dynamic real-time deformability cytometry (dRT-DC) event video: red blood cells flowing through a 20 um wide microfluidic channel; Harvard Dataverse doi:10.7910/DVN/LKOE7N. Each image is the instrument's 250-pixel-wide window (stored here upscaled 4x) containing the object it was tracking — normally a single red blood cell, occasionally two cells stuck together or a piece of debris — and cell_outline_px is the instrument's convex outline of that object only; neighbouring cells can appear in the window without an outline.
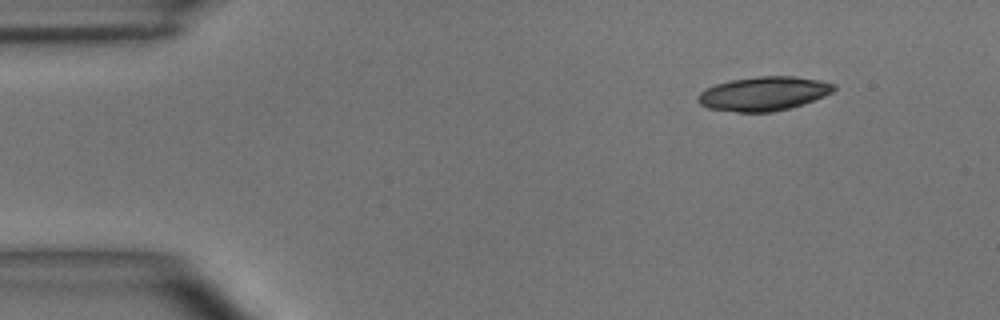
{"species": "common noctule bat (a hibernating species)", "species_latin": "Nyctalus noctula", "temperature_condition": "room temperature", "stored_images_in_passage": 44, "camera_frame_rate_fps": 3000, "um_per_image_px": 0.085, "animal": {"sex": "male", "body_mass_g": 15.6}, "frame": {"image": 1, "passage_image": 1, "time_ms": 0.0, "image_size_px": [1000, 320], "cell_outline_px": [[836, 88], [832, 92], [824, 96], [804, 104], [772, 112], [736, 112], [708, 108], [700, 104], [696, 100], [696, 96], [700, 92], [716, 84], [732, 80], [760, 76], [796, 76], [820, 80], [836, 84]], "centroid_in_image_um": [64.92, 7.96], "position_along_channel_um": 20.1, "area_um2": 26.99}}
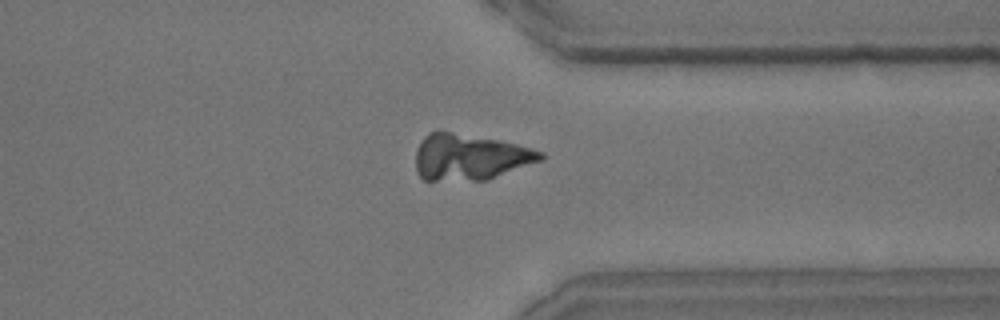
{"frame": {"image": 2, "passage_image": 33, "time_ms": 10.667, "image_size_px": [1000, 320], "cell_outline_px": [[544, 160], [488, 180], [424, 180], [416, 172], [416, 148], [424, 136], [428, 132], [452, 132], [500, 140], [532, 148], [544, 152]], "centroid_in_image_um": [39.96, 13.36], "position_along_channel_um": 371.4, "area_um2": 33.76}}
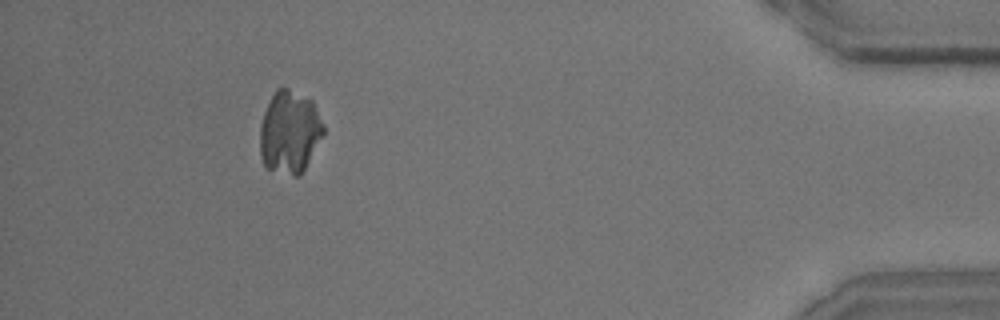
{"frame": {"image": 3, "passage_image": 40, "time_ms": 13.0, "image_size_px": [1000, 320], "cell_outline_px": [[324, 136], [300, 176], [296, 176], [264, 168], [260, 156], [260, 124], [264, 112], [276, 88], [284, 84], [312, 100], [324, 124]], "centroid_in_image_um": [24.62, 11.2], "position_along_channel_um": 410.6, "area_um2": 31.21}}